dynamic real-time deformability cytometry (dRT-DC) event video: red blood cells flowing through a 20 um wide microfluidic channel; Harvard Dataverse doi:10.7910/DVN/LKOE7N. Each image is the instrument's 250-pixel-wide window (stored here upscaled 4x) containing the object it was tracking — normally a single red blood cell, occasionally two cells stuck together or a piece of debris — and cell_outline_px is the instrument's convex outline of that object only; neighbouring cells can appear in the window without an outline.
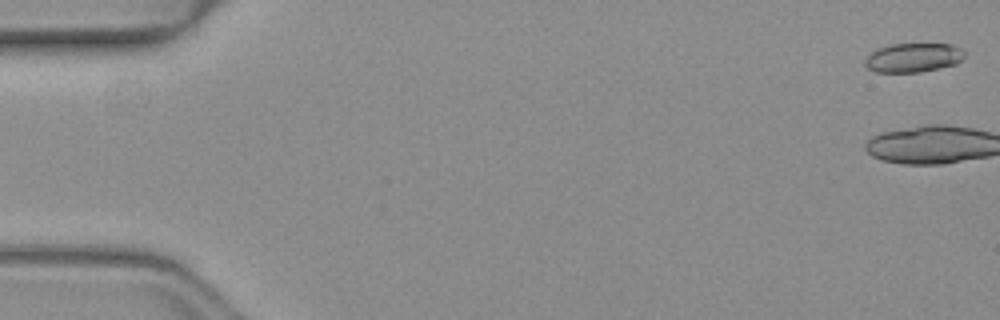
{"species": "common noctule bat (a hibernating species)", "species_latin": "Nyctalus noctula", "temperature_condition": "warm", "stored_images_in_passage": 51, "camera_frame_rate_fps": 3000, "um_per_image_px": 0.085, "animal": {"sex": "female", "body_mass_g": 19.3, "forearm_length_mm": 54.1}, "frame": {"image": 1, "passage_image": 1, "time_ms": 0.0, "image_size_px": [1000, 320], "cell_outline_px": [[964, 56], [956, 64], [920, 72], [876, 72], [868, 68], [864, 64], [864, 60], [876, 48], [888, 44], [952, 44], [964, 48]], "centroid_in_image_um": [77.63, 4.89], "position_along_channel_um": 7.4, "area_um2": 16.99}}
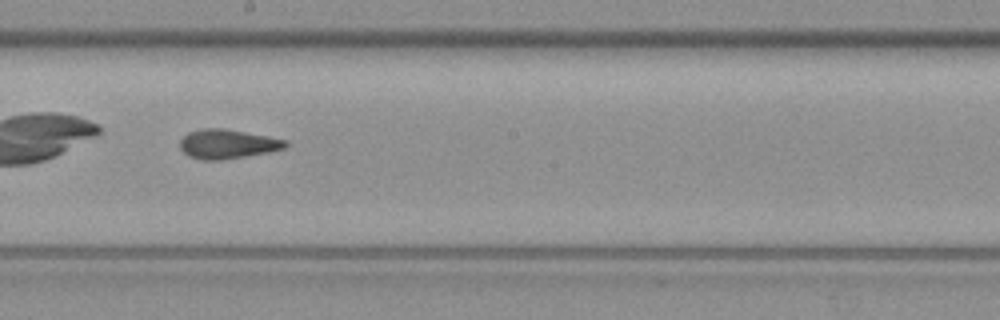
{"frame": {"image": 2, "passage_image": 30, "time_ms": 9.667, "image_size_px": [1000, 320], "cell_outline_px": [[288, 144], [284, 148], [268, 152], [220, 160], [200, 160], [188, 156], [180, 148], [180, 140], [188, 132], [200, 128], [224, 128], [268, 136], [288, 140]], "centroid_in_image_um": [19.31, 12.23], "position_along_channel_um": 228.9, "area_um2": 18.03}}
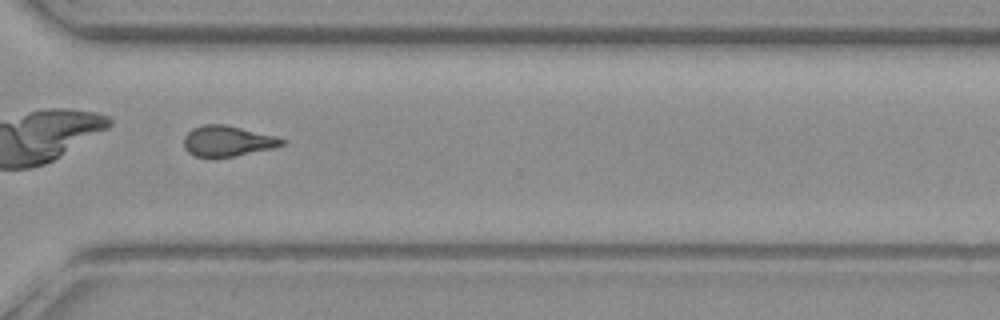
{"frame": {"image": 3, "passage_image": 39, "time_ms": 12.667, "image_size_px": [1000, 320], "cell_outline_px": [[284, 144], [272, 148], [232, 156], [196, 156], [188, 152], [184, 148], [184, 136], [192, 128], [204, 124], [224, 124], [276, 136], [284, 140]], "centroid_in_image_um": [19.3, 11.97], "position_along_channel_um": 351.3, "area_um2": 17.11}, "authors_computed_cell_mechanics": {"area_um2": 18.0914, "velocity_mm_per_s": 4.0848, "shape_relaxation_time_tau1_ms": null, "shape_relaxation_time_tau2_ms": 1.958, "deformation_change_tau1": null, "deformation_change_tau2": 0.0911}}